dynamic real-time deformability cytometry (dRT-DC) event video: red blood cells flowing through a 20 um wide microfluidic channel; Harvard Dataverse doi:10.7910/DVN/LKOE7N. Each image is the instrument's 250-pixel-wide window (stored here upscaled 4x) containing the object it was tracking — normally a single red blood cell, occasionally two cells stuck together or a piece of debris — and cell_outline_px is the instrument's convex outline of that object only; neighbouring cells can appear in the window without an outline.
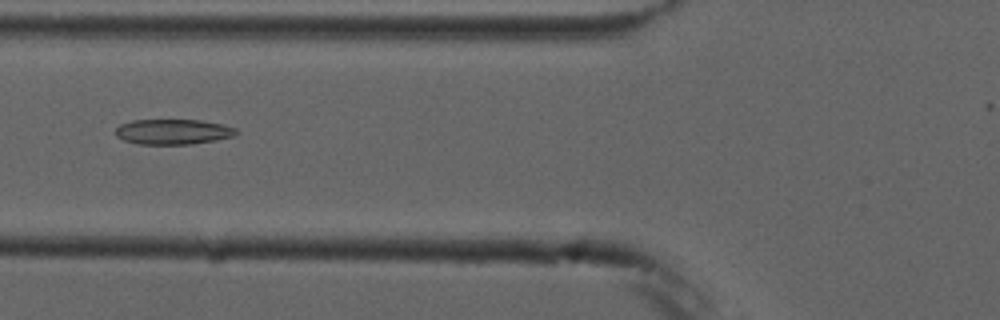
{"species": "common noctule bat (a hibernating species)", "species_latin": "Nyctalus noctula", "temperature_condition": "cold", "stored_images_in_passage": 8, "camera_frame_rate_fps": 3000, "um_per_image_px": 0.085, "animal": {"sex": "male", "forearm_length_mm": 52.5}, "frame": {"image": 1, "passage_image": 5, "time_ms": 5.667, "image_size_px": [1000, 320], "cell_outline_px": [[240, 132], [232, 136], [216, 140], [192, 144], [140, 144], [124, 140], [116, 136], [116, 128], [120, 124], [132, 120], [200, 120], [224, 124], [236, 128]], "centroid_in_image_um": [14.73, 11.19], "position_along_channel_um": 111.1, "area_um2": 17.8}}
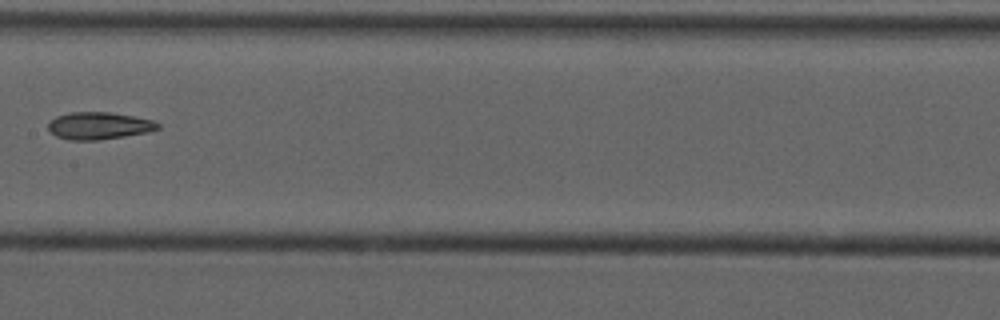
{"frame": {"image": 2, "passage_image": 7, "time_ms": 8.0, "image_size_px": [1000, 320], "cell_outline_px": [[160, 128], [148, 132], [96, 140], [72, 140], [56, 136], [48, 128], [48, 124], [56, 116], [72, 112], [108, 112], [132, 116], [152, 120], [160, 124]], "centroid_in_image_um": [8.41, 10.68], "position_along_channel_um": 199.0, "area_um2": 17.11}}
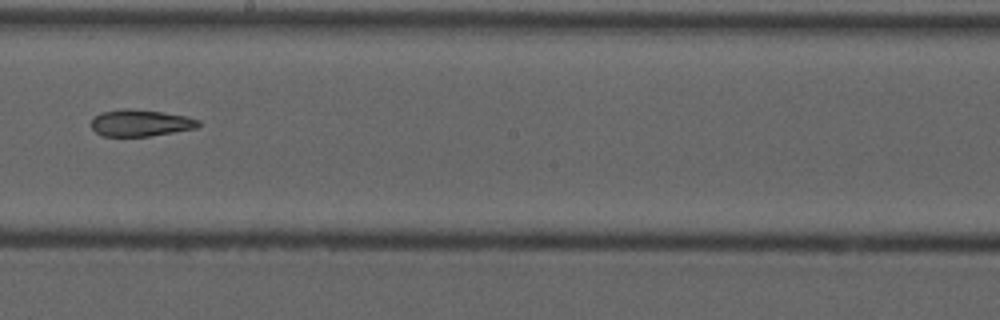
{"frame": {"image": 3, "passage_image": 8, "time_ms": 9.0, "image_size_px": [1000, 320], "cell_outline_px": [[200, 124], [196, 128], [148, 136], [104, 136], [96, 132], [92, 128], [92, 120], [100, 112], [128, 108], [164, 112], [184, 116], [200, 120]], "centroid_in_image_um": [11.94, 10.44], "position_along_channel_um": 236.3, "area_um2": 16.47}}